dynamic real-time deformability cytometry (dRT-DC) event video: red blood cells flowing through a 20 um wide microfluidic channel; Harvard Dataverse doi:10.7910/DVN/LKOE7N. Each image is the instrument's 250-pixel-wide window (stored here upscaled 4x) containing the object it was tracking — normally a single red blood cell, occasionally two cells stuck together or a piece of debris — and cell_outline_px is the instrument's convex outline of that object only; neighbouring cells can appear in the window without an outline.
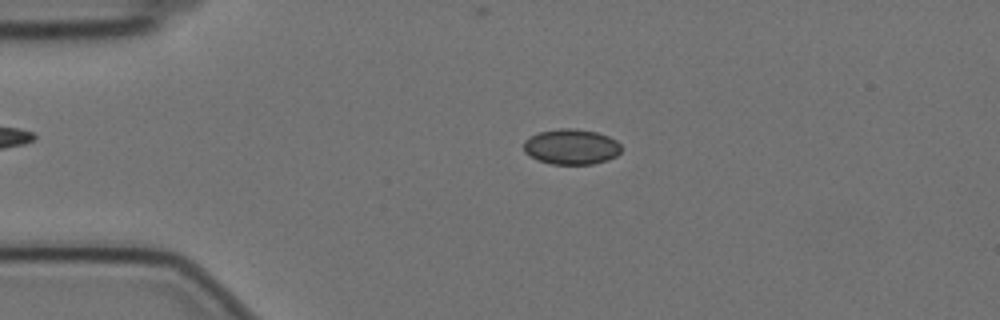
{"species": "Egyptian fruit bat (a non-hibernating species)", "species_latin": "Rousettus aegyptiacus", "temperature_condition": "cold", "stored_images_in_passage": 58, "camera_frame_rate_fps": 3000, "um_per_image_px": 0.085, "animal": {"sex": "female"}, "frame": {"image": 1, "passage_image": 12, "time_ms": 3.667, "image_size_px": [1000, 320], "cell_outline_px": [[620, 152], [616, 156], [608, 160], [592, 164], [552, 164], [536, 160], [524, 152], [524, 140], [540, 132], [560, 128], [572, 128], [596, 132], [608, 136], [616, 140], [620, 144]], "centroid_in_image_um": [48.55, 12.48], "position_along_channel_um": 36.4, "area_um2": 20.11}}
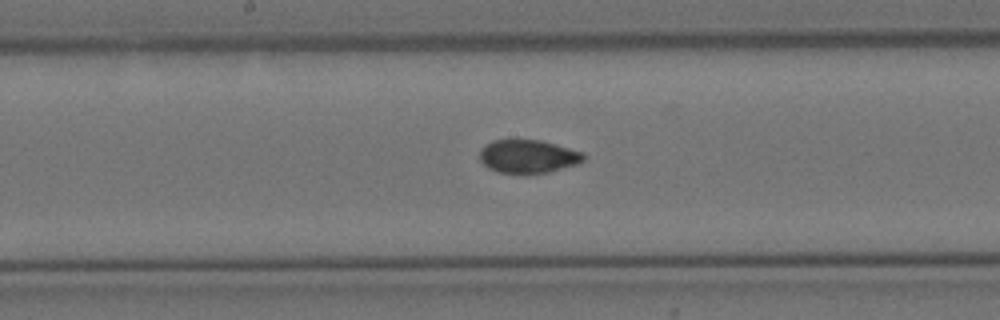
{"frame": {"image": 2, "passage_image": 29, "time_ms": 9.333, "image_size_px": [1000, 320], "cell_outline_px": [[584, 160], [576, 164], [548, 172], [528, 176], [496, 172], [488, 168], [480, 160], [480, 148], [484, 144], [492, 140], [540, 140], [584, 152]], "centroid_in_image_um": [44.84, 13.32], "position_along_channel_um": 203.4, "area_um2": 20.63}}
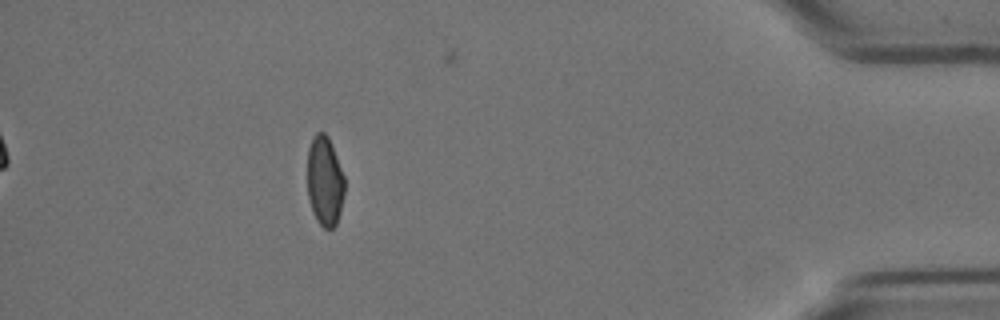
{"frame": {"image": 3, "passage_image": 51, "time_ms": 16.667, "image_size_px": [1000, 320], "cell_outline_px": [[344, 192], [340, 212], [336, 224], [332, 228], [324, 228], [316, 220], [312, 212], [308, 196], [308, 148], [312, 136], [316, 132], [324, 132], [328, 136], [344, 176]], "centroid_in_image_um": [27.59, 15.39], "position_along_channel_um": 407.6, "area_um2": 19.42}, "authors_computed_cell_mechanics": {"area_um2": 20.2878, "velocity_mm_per_s": 3.52, "shape_relaxation_time_tau1_ms": 10.0146, "shape_relaxation_time_tau2_ms": 2.966, "deformation_change_tau1": 0.15, "deformation_change_tau2": 0.0631}}